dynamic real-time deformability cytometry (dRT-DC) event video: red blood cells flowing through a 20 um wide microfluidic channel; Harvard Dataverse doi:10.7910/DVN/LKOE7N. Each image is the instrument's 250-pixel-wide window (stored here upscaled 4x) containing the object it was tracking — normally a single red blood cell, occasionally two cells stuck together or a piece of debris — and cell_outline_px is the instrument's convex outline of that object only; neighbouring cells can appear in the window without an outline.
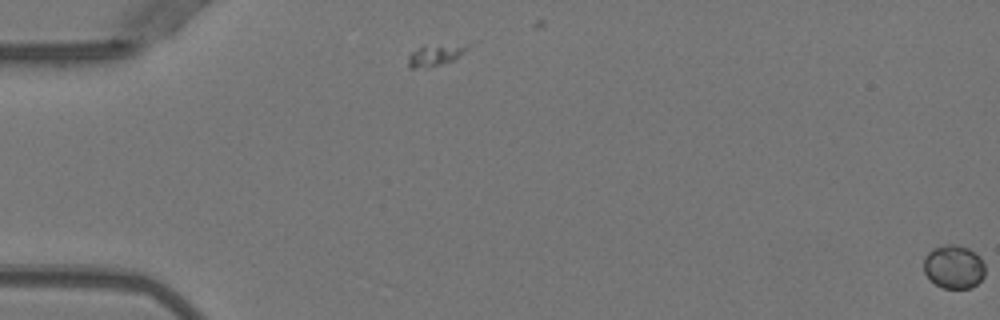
{"species": "Egyptian fruit bat (a non-hibernating species)", "species_latin": "Rousettus aegyptiacus", "temperature_condition": "warm", "stored_images_in_passage": 3, "camera_frame_rate_fps": 3000, "um_per_image_px": 0.085, "animal": {"sex": "female"}, "frame": {"image": 1, "passage_image": 3, "time_ms": 0.667, "image_size_px": [1000, 320], "cell_outline_px": [[984, 276], [972, 288], [944, 288], [936, 284], [924, 272], [924, 256], [932, 248], [948, 244], [956, 244], [968, 248], [980, 256], [984, 264]], "centroid_in_image_um": [81.07, 22.66], "position_along_channel_um": 3.9, "area_um2": 15.55}}